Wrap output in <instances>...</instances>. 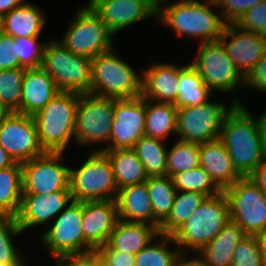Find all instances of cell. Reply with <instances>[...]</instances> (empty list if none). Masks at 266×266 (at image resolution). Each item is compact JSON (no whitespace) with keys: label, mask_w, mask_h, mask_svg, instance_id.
Instances as JSON below:
<instances>
[{"label":"cell","mask_w":266,"mask_h":266,"mask_svg":"<svg viewBox=\"0 0 266 266\" xmlns=\"http://www.w3.org/2000/svg\"><path fill=\"white\" fill-rule=\"evenodd\" d=\"M219 139L242 177H248L265 160L258 119L242 104H235L226 114Z\"/></svg>","instance_id":"obj_1"},{"label":"cell","mask_w":266,"mask_h":266,"mask_svg":"<svg viewBox=\"0 0 266 266\" xmlns=\"http://www.w3.org/2000/svg\"><path fill=\"white\" fill-rule=\"evenodd\" d=\"M210 7H218L215 0H204L203 3L198 0H180L163 9L157 7L156 17L175 34L197 36L201 40L200 44L213 42L221 38L227 23Z\"/></svg>","instance_id":"obj_2"},{"label":"cell","mask_w":266,"mask_h":266,"mask_svg":"<svg viewBox=\"0 0 266 266\" xmlns=\"http://www.w3.org/2000/svg\"><path fill=\"white\" fill-rule=\"evenodd\" d=\"M79 93L60 91L33 117L42 148L48 152H63L75 136L76 109Z\"/></svg>","instance_id":"obj_3"},{"label":"cell","mask_w":266,"mask_h":266,"mask_svg":"<svg viewBox=\"0 0 266 266\" xmlns=\"http://www.w3.org/2000/svg\"><path fill=\"white\" fill-rule=\"evenodd\" d=\"M229 221L228 200L224 192H221L207 197L171 236L182 254H186L188 248L198 252L211 242Z\"/></svg>","instance_id":"obj_4"},{"label":"cell","mask_w":266,"mask_h":266,"mask_svg":"<svg viewBox=\"0 0 266 266\" xmlns=\"http://www.w3.org/2000/svg\"><path fill=\"white\" fill-rule=\"evenodd\" d=\"M114 49L92 58L91 94L113 99L141 96L142 75L120 59Z\"/></svg>","instance_id":"obj_5"},{"label":"cell","mask_w":266,"mask_h":266,"mask_svg":"<svg viewBox=\"0 0 266 266\" xmlns=\"http://www.w3.org/2000/svg\"><path fill=\"white\" fill-rule=\"evenodd\" d=\"M41 67L60 91L91 93L92 58L71 52L60 41L46 42Z\"/></svg>","instance_id":"obj_6"},{"label":"cell","mask_w":266,"mask_h":266,"mask_svg":"<svg viewBox=\"0 0 266 266\" xmlns=\"http://www.w3.org/2000/svg\"><path fill=\"white\" fill-rule=\"evenodd\" d=\"M69 189L74 201L115 200L118 186L108 156L103 151H91L80 168L70 167Z\"/></svg>","instance_id":"obj_7"},{"label":"cell","mask_w":266,"mask_h":266,"mask_svg":"<svg viewBox=\"0 0 266 266\" xmlns=\"http://www.w3.org/2000/svg\"><path fill=\"white\" fill-rule=\"evenodd\" d=\"M228 200L230 220L247 235H261L266 230V194L248 177H242L223 190Z\"/></svg>","instance_id":"obj_8"},{"label":"cell","mask_w":266,"mask_h":266,"mask_svg":"<svg viewBox=\"0 0 266 266\" xmlns=\"http://www.w3.org/2000/svg\"><path fill=\"white\" fill-rule=\"evenodd\" d=\"M115 99L79 93L76 109L75 140L79 145L106 142L109 146Z\"/></svg>","instance_id":"obj_9"},{"label":"cell","mask_w":266,"mask_h":266,"mask_svg":"<svg viewBox=\"0 0 266 266\" xmlns=\"http://www.w3.org/2000/svg\"><path fill=\"white\" fill-rule=\"evenodd\" d=\"M232 101L229 108L209 100L201 105L178 108L176 136L199 144L218 139L226 114L235 104H242L237 97Z\"/></svg>","instance_id":"obj_10"},{"label":"cell","mask_w":266,"mask_h":266,"mask_svg":"<svg viewBox=\"0 0 266 266\" xmlns=\"http://www.w3.org/2000/svg\"><path fill=\"white\" fill-rule=\"evenodd\" d=\"M52 227L41 235V241L55 262L67 255L84 254L95 249L84 239L82 202L72 201L54 220Z\"/></svg>","instance_id":"obj_11"},{"label":"cell","mask_w":266,"mask_h":266,"mask_svg":"<svg viewBox=\"0 0 266 266\" xmlns=\"http://www.w3.org/2000/svg\"><path fill=\"white\" fill-rule=\"evenodd\" d=\"M60 42L71 52L94 58L111 50L114 36L89 5L81 7Z\"/></svg>","instance_id":"obj_12"},{"label":"cell","mask_w":266,"mask_h":266,"mask_svg":"<svg viewBox=\"0 0 266 266\" xmlns=\"http://www.w3.org/2000/svg\"><path fill=\"white\" fill-rule=\"evenodd\" d=\"M198 48V56L191 65L211 92H230L239 84L244 85V76L228 56L220 40L201 43Z\"/></svg>","instance_id":"obj_13"},{"label":"cell","mask_w":266,"mask_h":266,"mask_svg":"<svg viewBox=\"0 0 266 266\" xmlns=\"http://www.w3.org/2000/svg\"><path fill=\"white\" fill-rule=\"evenodd\" d=\"M63 152H44L21 163L23 194H51L70 191V167L60 164Z\"/></svg>","instance_id":"obj_14"},{"label":"cell","mask_w":266,"mask_h":266,"mask_svg":"<svg viewBox=\"0 0 266 266\" xmlns=\"http://www.w3.org/2000/svg\"><path fill=\"white\" fill-rule=\"evenodd\" d=\"M0 146L18 163L46 152L40 144L34 117L18 112H7L0 121Z\"/></svg>","instance_id":"obj_15"},{"label":"cell","mask_w":266,"mask_h":266,"mask_svg":"<svg viewBox=\"0 0 266 266\" xmlns=\"http://www.w3.org/2000/svg\"><path fill=\"white\" fill-rule=\"evenodd\" d=\"M146 99H115L109 146L93 151L133 148L145 136Z\"/></svg>","instance_id":"obj_16"},{"label":"cell","mask_w":266,"mask_h":266,"mask_svg":"<svg viewBox=\"0 0 266 266\" xmlns=\"http://www.w3.org/2000/svg\"><path fill=\"white\" fill-rule=\"evenodd\" d=\"M88 5L113 35L157 15V4L152 0H89Z\"/></svg>","instance_id":"obj_17"},{"label":"cell","mask_w":266,"mask_h":266,"mask_svg":"<svg viewBox=\"0 0 266 266\" xmlns=\"http://www.w3.org/2000/svg\"><path fill=\"white\" fill-rule=\"evenodd\" d=\"M219 40L244 77L266 54L265 36L241 29L234 23L226 24Z\"/></svg>","instance_id":"obj_18"},{"label":"cell","mask_w":266,"mask_h":266,"mask_svg":"<svg viewBox=\"0 0 266 266\" xmlns=\"http://www.w3.org/2000/svg\"><path fill=\"white\" fill-rule=\"evenodd\" d=\"M72 201L70 191H55L51 194H22L20 211L16 216L17 223L23 232L34 225L49 223Z\"/></svg>","instance_id":"obj_19"},{"label":"cell","mask_w":266,"mask_h":266,"mask_svg":"<svg viewBox=\"0 0 266 266\" xmlns=\"http://www.w3.org/2000/svg\"><path fill=\"white\" fill-rule=\"evenodd\" d=\"M119 220L116 200L82 202L84 239L95 250L107 243Z\"/></svg>","instance_id":"obj_20"},{"label":"cell","mask_w":266,"mask_h":266,"mask_svg":"<svg viewBox=\"0 0 266 266\" xmlns=\"http://www.w3.org/2000/svg\"><path fill=\"white\" fill-rule=\"evenodd\" d=\"M59 92L53 78L42 67L25 69L22 82L21 113L34 116Z\"/></svg>","instance_id":"obj_21"},{"label":"cell","mask_w":266,"mask_h":266,"mask_svg":"<svg viewBox=\"0 0 266 266\" xmlns=\"http://www.w3.org/2000/svg\"><path fill=\"white\" fill-rule=\"evenodd\" d=\"M142 92L144 99L174 103L178 96L179 66L156 63L143 71Z\"/></svg>","instance_id":"obj_22"},{"label":"cell","mask_w":266,"mask_h":266,"mask_svg":"<svg viewBox=\"0 0 266 266\" xmlns=\"http://www.w3.org/2000/svg\"><path fill=\"white\" fill-rule=\"evenodd\" d=\"M200 166L222 191L242 178L219 138L200 144Z\"/></svg>","instance_id":"obj_23"},{"label":"cell","mask_w":266,"mask_h":266,"mask_svg":"<svg viewBox=\"0 0 266 266\" xmlns=\"http://www.w3.org/2000/svg\"><path fill=\"white\" fill-rule=\"evenodd\" d=\"M159 234V228L155 225L119 220L106 244L112 250L136 255L155 238H158Z\"/></svg>","instance_id":"obj_24"},{"label":"cell","mask_w":266,"mask_h":266,"mask_svg":"<svg viewBox=\"0 0 266 266\" xmlns=\"http://www.w3.org/2000/svg\"><path fill=\"white\" fill-rule=\"evenodd\" d=\"M115 200L120 220L153 225V207L146 182L118 189Z\"/></svg>","instance_id":"obj_25"},{"label":"cell","mask_w":266,"mask_h":266,"mask_svg":"<svg viewBox=\"0 0 266 266\" xmlns=\"http://www.w3.org/2000/svg\"><path fill=\"white\" fill-rule=\"evenodd\" d=\"M247 234L235 222L230 220L219 234L197 253L208 266H231L233 253Z\"/></svg>","instance_id":"obj_26"},{"label":"cell","mask_w":266,"mask_h":266,"mask_svg":"<svg viewBox=\"0 0 266 266\" xmlns=\"http://www.w3.org/2000/svg\"><path fill=\"white\" fill-rule=\"evenodd\" d=\"M44 17L36 5L26 2L3 15L2 32L14 38L39 37L45 25Z\"/></svg>","instance_id":"obj_27"},{"label":"cell","mask_w":266,"mask_h":266,"mask_svg":"<svg viewBox=\"0 0 266 266\" xmlns=\"http://www.w3.org/2000/svg\"><path fill=\"white\" fill-rule=\"evenodd\" d=\"M103 152L111 161L118 189L147 181L144 164L132 148L103 150Z\"/></svg>","instance_id":"obj_28"},{"label":"cell","mask_w":266,"mask_h":266,"mask_svg":"<svg viewBox=\"0 0 266 266\" xmlns=\"http://www.w3.org/2000/svg\"><path fill=\"white\" fill-rule=\"evenodd\" d=\"M22 166L0 170V217H16L20 211L23 194Z\"/></svg>","instance_id":"obj_29"},{"label":"cell","mask_w":266,"mask_h":266,"mask_svg":"<svg viewBox=\"0 0 266 266\" xmlns=\"http://www.w3.org/2000/svg\"><path fill=\"white\" fill-rule=\"evenodd\" d=\"M177 113L173 103L146 99L145 136L164 140L169 134L176 135Z\"/></svg>","instance_id":"obj_30"},{"label":"cell","mask_w":266,"mask_h":266,"mask_svg":"<svg viewBox=\"0 0 266 266\" xmlns=\"http://www.w3.org/2000/svg\"><path fill=\"white\" fill-rule=\"evenodd\" d=\"M179 84L178 96L173 103L177 109L201 105L210 99V90L191 64L179 67Z\"/></svg>","instance_id":"obj_31"},{"label":"cell","mask_w":266,"mask_h":266,"mask_svg":"<svg viewBox=\"0 0 266 266\" xmlns=\"http://www.w3.org/2000/svg\"><path fill=\"white\" fill-rule=\"evenodd\" d=\"M146 187L153 207V225L159 228L171 212L177 191L167 175L148 177Z\"/></svg>","instance_id":"obj_32"},{"label":"cell","mask_w":266,"mask_h":266,"mask_svg":"<svg viewBox=\"0 0 266 266\" xmlns=\"http://www.w3.org/2000/svg\"><path fill=\"white\" fill-rule=\"evenodd\" d=\"M177 191L172 209L168 217L160 224L159 233L172 235L198 209L208 197L198 192Z\"/></svg>","instance_id":"obj_33"},{"label":"cell","mask_w":266,"mask_h":266,"mask_svg":"<svg viewBox=\"0 0 266 266\" xmlns=\"http://www.w3.org/2000/svg\"><path fill=\"white\" fill-rule=\"evenodd\" d=\"M158 242H150L135 255V266H179L182 252L167 248L168 242L175 243L170 235L159 234ZM152 243V244H151Z\"/></svg>","instance_id":"obj_34"},{"label":"cell","mask_w":266,"mask_h":266,"mask_svg":"<svg viewBox=\"0 0 266 266\" xmlns=\"http://www.w3.org/2000/svg\"><path fill=\"white\" fill-rule=\"evenodd\" d=\"M162 141L143 136L132 148L144 164L148 177L166 176L167 149Z\"/></svg>","instance_id":"obj_35"},{"label":"cell","mask_w":266,"mask_h":266,"mask_svg":"<svg viewBox=\"0 0 266 266\" xmlns=\"http://www.w3.org/2000/svg\"><path fill=\"white\" fill-rule=\"evenodd\" d=\"M200 166V144L179 140L167 150L166 175L188 171Z\"/></svg>","instance_id":"obj_36"},{"label":"cell","mask_w":266,"mask_h":266,"mask_svg":"<svg viewBox=\"0 0 266 266\" xmlns=\"http://www.w3.org/2000/svg\"><path fill=\"white\" fill-rule=\"evenodd\" d=\"M25 69L0 70V105L6 112L21 113V93Z\"/></svg>","instance_id":"obj_37"},{"label":"cell","mask_w":266,"mask_h":266,"mask_svg":"<svg viewBox=\"0 0 266 266\" xmlns=\"http://www.w3.org/2000/svg\"><path fill=\"white\" fill-rule=\"evenodd\" d=\"M172 180L176 191L198 192L208 197L223 192L202 166L174 174Z\"/></svg>","instance_id":"obj_38"},{"label":"cell","mask_w":266,"mask_h":266,"mask_svg":"<svg viewBox=\"0 0 266 266\" xmlns=\"http://www.w3.org/2000/svg\"><path fill=\"white\" fill-rule=\"evenodd\" d=\"M23 231L16 217H0V262L8 264H26L24 255L13 245L12 238Z\"/></svg>","instance_id":"obj_39"},{"label":"cell","mask_w":266,"mask_h":266,"mask_svg":"<svg viewBox=\"0 0 266 266\" xmlns=\"http://www.w3.org/2000/svg\"><path fill=\"white\" fill-rule=\"evenodd\" d=\"M39 37L14 38L17 45L19 64L23 68L41 67L46 43H40Z\"/></svg>","instance_id":"obj_40"},{"label":"cell","mask_w":266,"mask_h":266,"mask_svg":"<svg viewBox=\"0 0 266 266\" xmlns=\"http://www.w3.org/2000/svg\"><path fill=\"white\" fill-rule=\"evenodd\" d=\"M231 266H264L259 237L247 235L236 246Z\"/></svg>","instance_id":"obj_41"},{"label":"cell","mask_w":266,"mask_h":266,"mask_svg":"<svg viewBox=\"0 0 266 266\" xmlns=\"http://www.w3.org/2000/svg\"><path fill=\"white\" fill-rule=\"evenodd\" d=\"M234 24L266 37V0L249 9Z\"/></svg>","instance_id":"obj_42"},{"label":"cell","mask_w":266,"mask_h":266,"mask_svg":"<svg viewBox=\"0 0 266 266\" xmlns=\"http://www.w3.org/2000/svg\"><path fill=\"white\" fill-rule=\"evenodd\" d=\"M222 12L220 15L227 23H235L244 13L264 0H215Z\"/></svg>","instance_id":"obj_43"},{"label":"cell","mask_w":266,"mask_h":266,"mask_svg":"<svg viewBox=\"0 0 266 266\" xmlns=\"http://www.w3.org/2000/svg\"><path fill=\"white\" fill-rule=\"evenodd\" d=\"M23 68L19 64L14 37L0 32V70Z\"/></svg>","instance_id":"obj_44"},{"label":"cell","mask_w":266,"mask_h":266,"mask_svg":"<svg viewBox=\"0 0 266 266\" xmlns=\"http://www.w3.org/2000/svg\"><path fill=\"white\" fill-rule=\"evenodd\" d=\"M96 252L106 266H135V255L112 250L107 244L99 246Z\"/></svg>","instance_id":"obj_45"},{"label":"cell","mask_w":266,"mask_h":266,"mask_svg":"<svg viewBox=\"0 0 266 266\" xmlns=\"http://www.w3.org/2000/svg\"><path fill=\"white\" fill-rule=\"evenodd\" d=\"M266 93V54L244 77V86Z\"/></svg>","instance_id":"obj_46"},{"label":"cell","mask_w":266,"mask_h":266,"mask_svg":"<svg viewBox=\"0 0 266 266\" xmlns=\"http://www.w3.org/2000/svg\"><path fill=\"white\" fill-rule=\"evenodd\" d=\"M54 264L55 266H101V256L95 250L61 257Z\"/></svg>","instance_id":"obj_47"},{"label":"cell","mask_w":266,"mask_h":266,"mask_svg":"<svg viewBox=\"0 0 266 266\" xmlns=\"http://www.w3.org/2000/svg\"><path fill=\"white\" fill-rule=\"evenodd\" d=\"M248 178L266 194V160H264Z\"/></svg>","instance_id":"obj_48"},{"label":"cell","mask_w":266,"mask_h":266,"mask_svg":"<svg viewBox=\"0 0 266 266\" xmlns=\"http://www.w3.org/2000/svg\"><path fill=\"white\" fill-rule=\"evenodd\" d=\"M26 2L24 0H0V14L3 16L14 8H17Z\"/></svg>","instance_id":"obj_49"},{"label":"cell","mask_w":266,"mask_h":266,"mask_svg":"<svg viewBox=\"0 0 266 266\" xmlns=\"http://www.w3.org/2000/svg\"><path fill=\"white\" fill-rule=\"evenodd\" d=\"M15 163L10 154L0 146V170L13 166Z\"/></svg>","instance_id":"obj_50"},{"label":"cell","mask_w":266,"mask_h":266,"mask_svg":"<svg viewBox=\"0 0 266 266\" xmlns=\"http://www.w3.org/2000/svg\"><path fill=\"white\" fill-rule=\"evenodd\" d=\"M258 124H259L260 131H261L262 147H263L264 157L266 160V110L259 117Z\"/></svg>","instance_id":"obj_51"},{"label":"cell","mask_w":266,"mask_h":266,"mask_svg":"<svg viewBox=\"0 0 266 266\" xmlns=\"http://www.w3.org/2000/svg\"><path fill=\"white\" fill-rule=\"evenodd\" d=\"M186 254H182L180 261H179V266H208L206 263H204L199 257H190L187 258L185 256Z\"/></svg>","instance_id":"obj_52"},{"label":"cell","mask_w":266,"mask_h":266,"mask_svg":"<svg viewBox=\"0 0 266 266\" xmlns=\"http://www.w3.org/2000/svg\"><path fill=\"white\" fill-rule=\"evenodd\" d=\"M258 237L262 251L263 265L266 266V230Z\"/></svg>","instance_id":"obj_53"},{"label":"cell","mask_w":266,"mask_h":266,"mask_svg":"<svg viewBox=\"0 0 266 266\" xmlns=\"http://www.w3.org/2000/svg\"><path fill=\"white\" fill-rule=\"evenodd\" d=\"M0 266H26L25 264H8L0 262Z\"/></svg>","instance_id":"obj_54"},{"label":"cell","mask_w":266,"mask_h":266,"mask_svg":"<svg viewBox=\"0 0 266 266\" xmlns=\"http://www.w3.org/2000/svg\"><path fill=\"white\" fill-rule=\"evenodd\" d=\"M6 113L7 112L5 111V109L0 105V121L2 120V118Z\"/></svg>","instance_id":"obj_55"},{"label":"cell","mask_w":266,"mask_h":266,"mask_svg":"<svg viewBox=\"0 0 266 266\" xmlns=\"http://www.w3.org/2000/svg\"><path fill=\"white\" fill-rule=\"evenodd\" d=\"M152 1L157 4V7H161V4L164 0H152Z\"/></svg>","instance_id":"obj_56"},{"label":"cell","mask_w":266,"mask_h":266,"mask_svg":"<svg viewBox=\"0 0 266 266\" xmlns=\"http://www.w3.org/2000/svg\"><path fill=\"white\" fill-rule=\"evenodd\" d=\"M2 20H3V16L0 14V32L2 31Z\"/></svg>","instance_id":"obj_57"},{"label":"cell","mask_w":266,"mask_h":266,"mask_svg":"<svg viewBox=\"0 0 266 266\" xmlns=\"http://www.w3.org/2000/svg\"><path fill=\"white\" fill-rule=\"evenodd\" d=\"M101 266H106V265L102 262V259H101Z\"/></svg>","instance_id":"obj_58"}]
</instances>
